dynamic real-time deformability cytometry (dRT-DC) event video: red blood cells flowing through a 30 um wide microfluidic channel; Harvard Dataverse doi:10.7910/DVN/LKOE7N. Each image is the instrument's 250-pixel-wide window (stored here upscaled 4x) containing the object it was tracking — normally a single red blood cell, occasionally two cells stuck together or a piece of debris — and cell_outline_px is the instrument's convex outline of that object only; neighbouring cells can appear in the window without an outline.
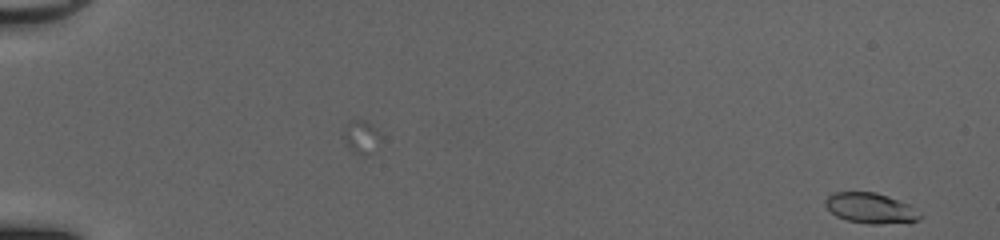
{"species": "common noctule bat (a hibernating species)", "species_latin": "Nyctalus noctula", "temperature_condition": "cold", "stored_images_in_passage": 51, "camera_frame_rate_fps": 3000, "um_per_image_px": 0.085, "animal": {"sex": "female", "body_mass_g": 20.0, "forearm_length_mm": 54.0}, "frame": {"image": 1, "passage_image": 2, "time_ms": 0.333, "image_size_px": [1000, 240], "cell_outline_px": [[924, 216], [920, 220], [880, 224], [872, 224], [848, 220], [836, 216], [824, 204], [824, 200], [828, 196], [836, 192], [876, 192], [888, 196], [908, 204]], "centroid_in_image_um": [74.0, 17.68], "position_along_channel_um": 11.0, "area_um2": 16.59}}
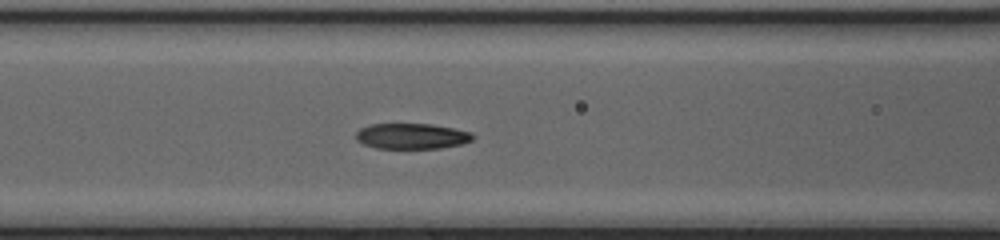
{"frame": {"image": 2, "passage_image": 24, "time_ms": 7.667, "image_size_px": [1000, 240], "cell_outline_px": [[476, 136], [472, 140], [460, 144], [440, 148], [376, 148], [364, 144], [356, 140], [356, 132], [360, 128], [368, 124], [432, 124], [472, 132]], "centroid_in_image_um": [34.99, 11.56], "position_along_channel_um": 131.6, "area_um2": 17.46}}
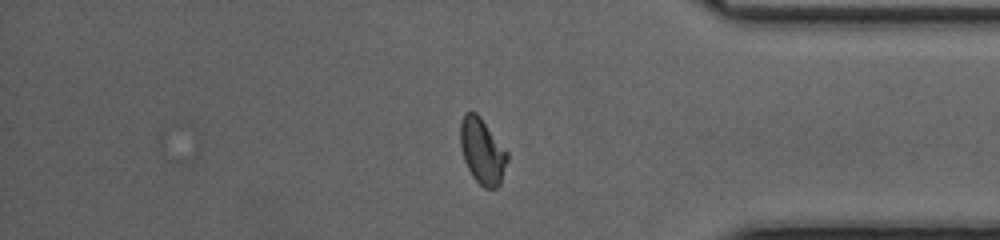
{"frame": {"image": 3, "passage_image": 44, "time_ms": 14.333, "image_size_px": [1000, 240], "cell_outline_px": [[508, 160], [500, 184], [496, 188], [484, 188], [472, 176], [464, 160], [460, 144], [460, 120], [464, 112], [476, 112], [480, 116], [508, 152]], "centroid_in_image_um": [40.99, 12.83], "position_along_channel_um": 394.2, "area_um2": 18.03}, "authors_computed_cell_mechanics": {"area_um2": 17.8024, "velocity_mm_per_s": 4.1602, "shape_relaxation_time_tau1_ms": 4.1586, "shape_relaxation_time_tau2_ms": 1.2452, "deformation_change_tau1": 0.1888, "deformation_change_tau2": 0.0689}}